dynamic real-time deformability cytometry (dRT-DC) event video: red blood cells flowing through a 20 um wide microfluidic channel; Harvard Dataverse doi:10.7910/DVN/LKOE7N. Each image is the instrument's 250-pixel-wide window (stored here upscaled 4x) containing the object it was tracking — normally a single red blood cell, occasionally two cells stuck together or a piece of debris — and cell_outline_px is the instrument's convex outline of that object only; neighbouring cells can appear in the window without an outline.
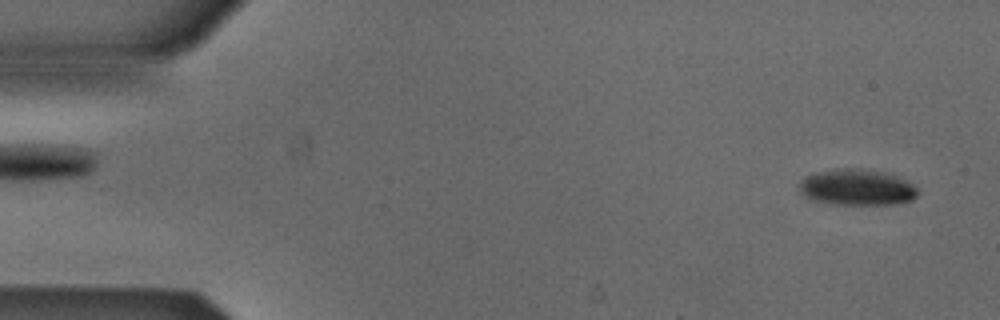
{"species": "Egyptian fruit bat (a non-hibernating species)", "species_latin": "Rousettus aegyptiacus", "temperature_condition": "cold", "stored_images_in_passage": 52, "camera_frame_rate_fps": 3000, "um_per_image_px": 0.085, "animal": {"sex": "male"}, "frame": {"image": 1, "passage_image": 2, "time_ms": 0.333, "image_size_px": [1000, 320], "cell_outline_px": [[920, 192], [912, 200], [892, 204], [832, 204], [812, 200], [800, 192], [800, 180], [816, 172], [836, 168], [856, 168], [884, 172], [896, 176], [912, 184]], "centroid_in_image_um": [72.83, 15.92], "position_along_channel_um": 12.2, "area_um2": 24.8}}
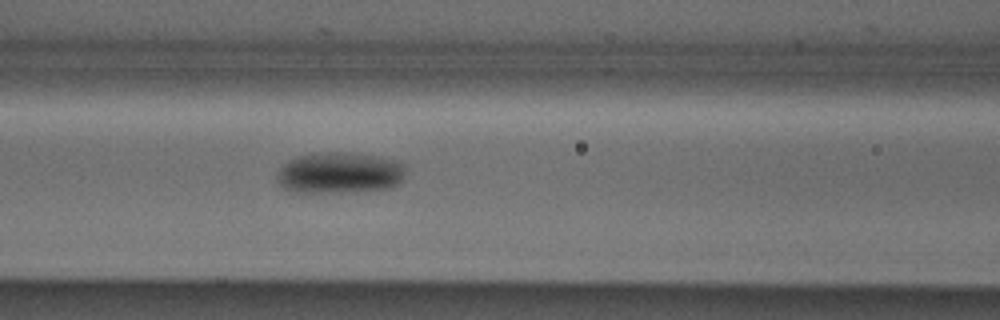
{"frame": {"image": 2, "passage_image": 21, "time_ms": 6.667, "image_size_px": [1000, 320], "cell_outline_px": [[404, 180], [400, 184], [392, 188], [352, 192], [288, 192], [276, 180], [276, 176], [280, 168], [288, 160], [296, 156], [320, 152], [344, 152], [372, 156], [396, 160], [404, 164]], "centroid_in_image_um": [28.86, 14.71], "position_along_channel_um": 137.7, "area_um2": 31.27}}
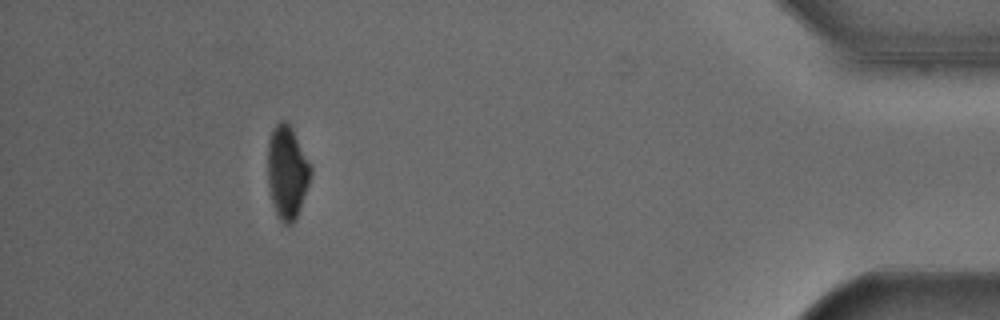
{"frame": {"image": 3, "passage_image": 47, "time_ms": 15.333, "image_size_px": [1000, 320], "cell_outline_px": [[312, 172], [300, 208], [292, 224], [284, 224], [280, 220], [272, 204], [268, 184], [268, 140], [272, 128], [280, 120], [288, 120], [312, 168]], "centroid_in_image_um": [24.39, 14.6], "position_along_channel_um": 410.8, "area_um2": 23.24}, "authors_computed_cell_mechanics": {"area_um2": 26.877, "velocity_mm_per_s": 3.881, "shape_relaxation_time_tau1_ms": 2.9343, "shape_relaxation_time_tau2_ms": null, "deformation_change_tau1": 0.1118, "deformation_change_tau2": null}}